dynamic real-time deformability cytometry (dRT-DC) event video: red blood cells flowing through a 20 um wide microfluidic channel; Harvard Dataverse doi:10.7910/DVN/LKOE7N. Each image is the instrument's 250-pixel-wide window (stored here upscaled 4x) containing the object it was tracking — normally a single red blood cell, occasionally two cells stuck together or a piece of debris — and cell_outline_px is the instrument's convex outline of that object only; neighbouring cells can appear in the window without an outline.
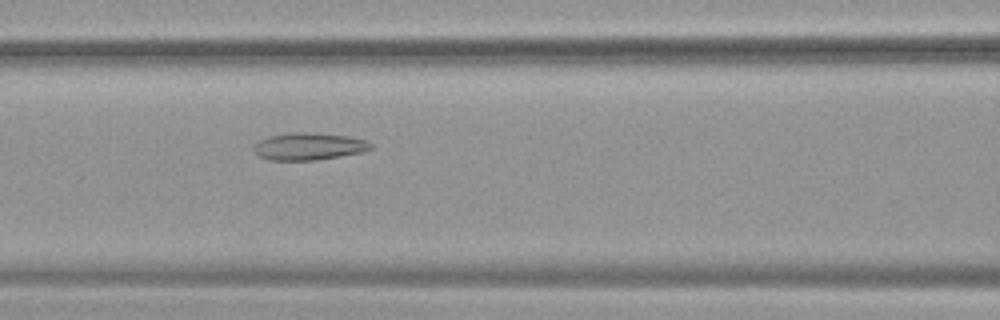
{"species": "common noctule bat (a hibernating species)", "species_latin": "Nyctalus noctula", "temperature_condition": "warm", "stored_images_in_passage": 48, "camera_frame_rate_fps": 3000, "um_per_image_px": 0.085, "animal": {"sex": "female", "body_mass_g": 19.9}, "frame": {"image": 1, "passage_image": 17, "time_ms": 5.333, "image_size_px": [1000, 320], "cell_outline_px": [[372, 148], [360, 152], [340, 156], [316, 160], [268, 160], [260, 156], [252, 148], [260, 140], [272, 136], [296, 132], [308, 132], [348, 136], [364, 140], [372, 144]], "centroid_in_image_um": [26.25, 12.45], "position_along_channel_um": 140.4, "area_um2": 18.21}}
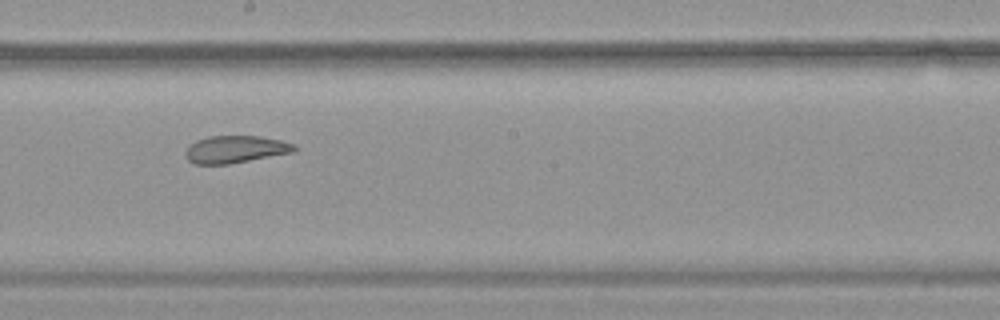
{"frame": {"image": 2, "passage_image": 24, "time_ms": 7.667, "image_size_px": [1000, 320], "cell_outline_px": [[296, 148], [292, 152], [228, 164], [192, 164], [184, 156], [184, 152], [196, 140], [208, 136], [256, 136], [280, 140], [296, 144]], "centroid_in_image_um": [19.96, 12.69], "position_along_channel_um": 228.2, "area_um2": 17.17}}
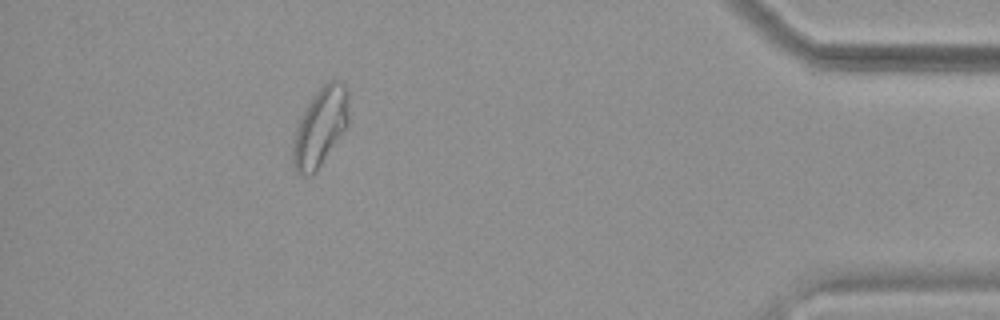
{"frame": {"image": 3, "passage_image": 42, "time_ms": 13.667, "image_size_px": [1000, 320], "cell_outline_px": [[348, 124], [316, 172], [312, 176], [304, 176], [296, 172], [292, 164], [292, 148], [296, 128], [308, 104], [316, 92], [328, 80], [340, 80], [348, 88]], "centroid_in_image_um": [27.22, 10.81], "position_along_channel_um": 408.0, "area_um2": 25.37}}